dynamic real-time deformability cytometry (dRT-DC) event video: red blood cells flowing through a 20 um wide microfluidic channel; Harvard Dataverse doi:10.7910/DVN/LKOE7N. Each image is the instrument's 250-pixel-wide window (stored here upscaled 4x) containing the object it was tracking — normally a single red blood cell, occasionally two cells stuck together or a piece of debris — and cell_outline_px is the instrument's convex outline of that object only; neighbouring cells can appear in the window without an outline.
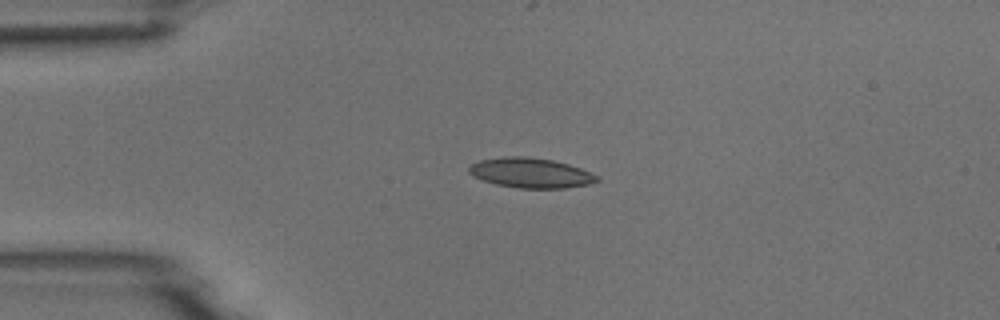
{"species": "common noctule bat (a hibernating species)", "species_latin": "Nyctalus noctula", "temperature_condition": "room temperature", "stored_images_in_passage": 2, "camera_frame_rate_fps": 3000, "um_per_image_px": 0.085, "animal": {"sex": "male", "body_mass_g": 18.8}, "frame": {"image": 1, "passage_image": 1, "time_ms": 0.0, "image_size_px": [1000, 320], "cell_outline_px": [[600, 180], [588, 184], [564, 188], [520, 188], [496, 184], [472, 176], [468, 172], [468, 168], [472, 164], [480, 160], [504, 156], [524, 156], [552, 160], [568, 164], [580, 168], [600, 176]], "centroid_in_image_um": [45.11, 14.69], "position_along_channel_um": 39.9, "area_um2": 22.25}}